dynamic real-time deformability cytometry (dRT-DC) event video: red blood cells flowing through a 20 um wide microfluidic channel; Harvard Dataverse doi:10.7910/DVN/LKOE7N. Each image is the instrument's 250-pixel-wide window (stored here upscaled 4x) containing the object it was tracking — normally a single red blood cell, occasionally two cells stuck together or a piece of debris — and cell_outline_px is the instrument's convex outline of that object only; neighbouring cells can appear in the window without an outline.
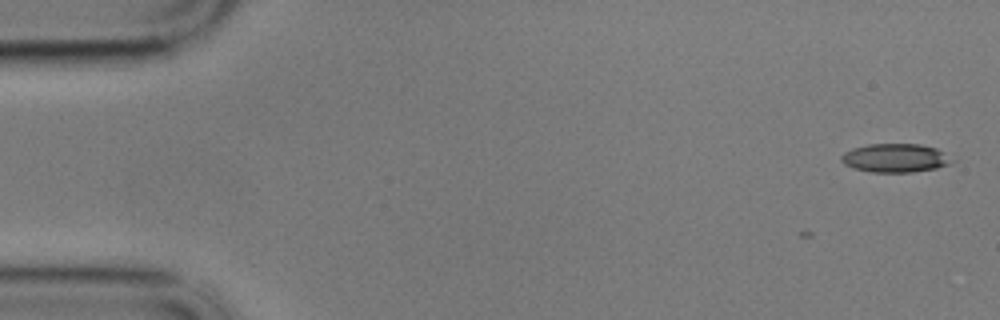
{"species": "common noctule bat (a hibernating species)", "species_latin": "Nyctalus noctula", "temperature_condition": "cold", "stored_images_in_passage": 3, "camera_frame_rate_fps": 3000, "um_per_image_px": 0.085, "animal": {"sex": "male", "body_mass_g": 17.9}, "frame": {"image": 1, "passage_image": 3, "time_ms": 0.667, "image_size_px": [1000, 320], "cell_outline_px": [[956, 160], [948, 164], [936, 168], [912, 172], [872, 172], [856, 168], [844, 164], [840, 160], [840, 156], [844, 152], [852, 148], [868, 144], [920, 144], [936, 148], [944, 152]], "centroid_in_image_um": [76.11, 13.42], "position_along_channel_um": 8.9, "area_um2": 18.5}}